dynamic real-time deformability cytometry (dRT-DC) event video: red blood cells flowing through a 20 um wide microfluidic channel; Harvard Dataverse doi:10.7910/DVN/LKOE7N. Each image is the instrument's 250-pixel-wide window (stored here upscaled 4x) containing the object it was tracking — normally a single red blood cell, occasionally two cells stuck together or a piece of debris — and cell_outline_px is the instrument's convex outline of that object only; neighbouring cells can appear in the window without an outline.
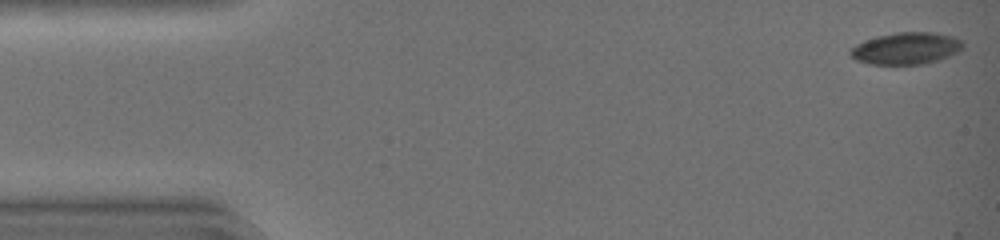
{"species": "common noctule bat (a hibernating species)", "species_latin": "Nyctalus noctula", "temperature_condition": "warm", "stored_images_in_passage": 4, "camera_frame_rate_fps": 3000, "um_per_image_px": 0.085, "animal": {"sex": "female", "body_mass_g": 19.0, "forearm_length_mm": 51.5}, "frame": {"image": 1, "passage_image": 1, "time_ms": 0.0, "image_size_px": [1000, 240], "cell_outline_px": [[964, 48], [940, 60], [920, 64], [868, 64], [856, 60], [848, 52], [856, 44], [864, 40], [876, 36], [896, 32], [932, 32], [952, 36], [960, 40], [964, 44]], "centroid_in_image_um": [77.01, 4.11], "position_along_channel_um": 8.0, "area_um2": 20.92}}